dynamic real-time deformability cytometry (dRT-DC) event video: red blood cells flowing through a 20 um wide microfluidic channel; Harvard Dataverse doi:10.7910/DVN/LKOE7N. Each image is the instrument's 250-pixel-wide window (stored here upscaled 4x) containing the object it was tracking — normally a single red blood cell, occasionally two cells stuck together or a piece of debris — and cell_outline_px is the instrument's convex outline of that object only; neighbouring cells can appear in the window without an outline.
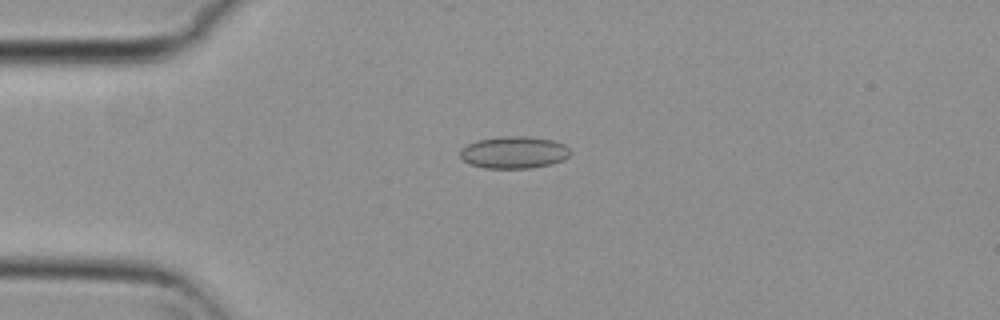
{"species": "common noctule bat (a hibernating species)", "species_latin": "Nyctalus noctula", "temperature_condition": "cold", "stored_images_in_passage": 53, "camera_frame_rate_fps": 3000, "um_per_image_px": 0.085, "animal": {"sex": "female", "body_mass_g": 29.2, "forearm_length_mm": 56.3}, "frame": {"image": 1, "passage_image": 12, "time_ms": 3.667, "image_size_px": [1000, 320], "cell_outline_px": [[572, 152], [564, 160], [552, 164], [528, 168], [484, 168], [472, 164], [464, 160], [460, 156], [460, 148], [476, 140], [500, 136], [528, 136], [552, 140], [564, 144]], "centroid_in_image_um": [43.69, 12.94], "position_along_channel_um": 41.3, "area_um2": 20.69}}
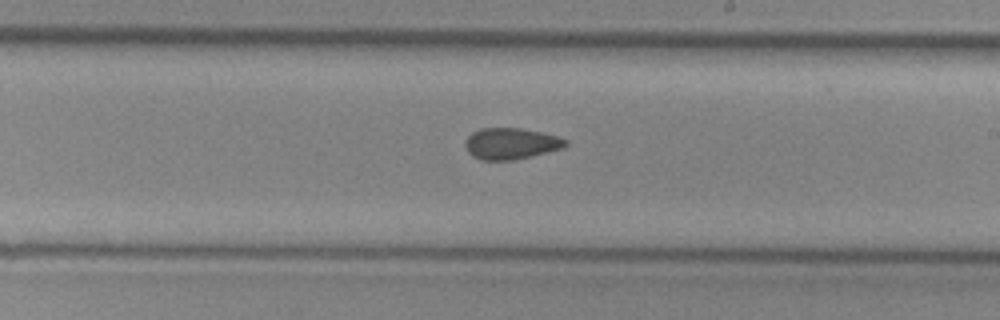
{"frame": {"image": 2, "passage_image": 30, "time_ms": 9.667, "image_size_px": [1000, 320], "cell_outline_px": [[568, 144], [564, 148], [516, 160], [480, 160], [472, 156], [468, 152], [464, 144], [468, 136], [472, 132], [480, 128], [520, 128], [540, 132], [556, 136], [568, 140]], "centroid_in_image_um": [43.42, 12.21], "position_along_channel_um": 245.6, "area_um2": 18.44}}
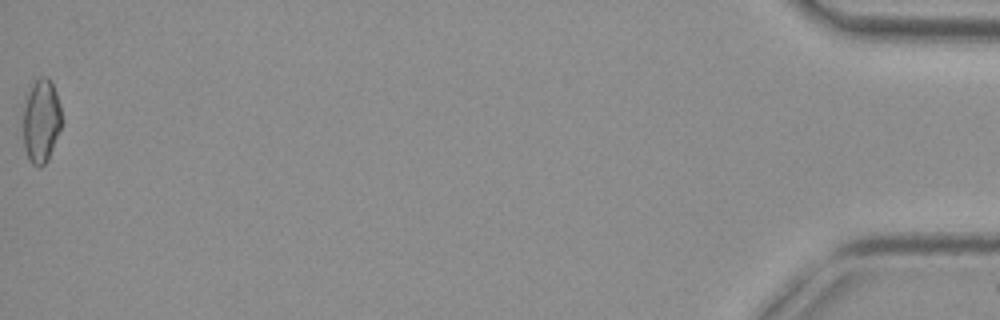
{"frame": {"image": 3, "passage_image": 53, "time_ms": 17.333, "image_size_px": [1000, 320], "cell_outline_px": [[60, 128], [48, 160], [40, 168], [32, 164], [28, 160], [24, 148], [24, 108], [28, 92], [32, 84], [40, 76], [48, 76], [56, 92], [60, 104]], "centroid_in_image_um": [3.49, 10.29], "position_along_channel_um": 431.7, "area_um2": 18.55}, "authors_computed_cell_mechanics": {"area_um2": 18.785, "velocity_mm_per_s": 3.809, "shape_relaxation_time_tau1_ms": null, "shape_relaxation_time_tau2_ms": 2.8158, "deformation_change_tau1": null, "deformation_change_tau2": 0.0777}}